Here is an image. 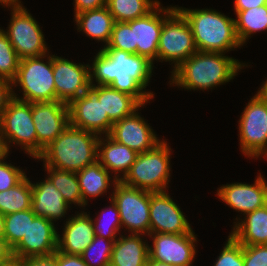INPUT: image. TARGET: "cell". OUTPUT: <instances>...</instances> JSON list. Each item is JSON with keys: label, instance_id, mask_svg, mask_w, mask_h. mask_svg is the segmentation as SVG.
I'll use <instances>...</instances> for the list:
<instances>
[{"label": "cell", "instance_id": "6da1fadb", "mask_svg": "<svg viewBox=\"0 0 267 266\" xmlns=\"http://www.w3.org/2000/svg\"><path fill=\"white\" fill-rule=\"evenodd\" d=\"M153 67V62L144 56L119 49H100L89 67L90 84L95 79L97 85H109L145 105L154 97L143 90L148 86Z\"/></svg>", "mask_w": 267, "mask_h": 266}, {"label": "cell", "instance_id": "7a4b0ae2", "mask_svg": "<svg viewBox=\"0 0 267 266\" xmlns=\"http://www.w3.org/2000/svg\"><path fill=\"white\" fill-rule=\"evenodd\" d=\"M243 63L220 52L197 51L171 75L170 85L187 90H208L234 79Z\"/></svg>", "mask_w": 267, "mask_h": 266}, {"label": "cell", "instance_id": "3957f363", "mask_svg": "<svg viewBox=\"0 0 267 266\" xmlns=\"http://www.w3.org/2000/svg\"><path fill=\"white\" fill-rule=\"evenodd\" d=\"M99 135L69 125L36 158L44 167L78 172L97 161Z\"/></svg>", "mask_w": 267, "mask_h": 266}, {"label": "cell", "instance_id": "277c9868", "mask_svg": "<svg viewBox=\"0 0 267 266\" xmlns=\"http://www.w3.org/2000/svg\"><path fill=\"white\" fill-rule=\"evenodd\" d=\"M176 8L191 26L197 51L225 53L242 46L233 18L212 9Z\"/></svg>", "mask_w": 267, "mask_h": 266}, {"label": "cell", "instance_id": "5b68a950", "mask_svg": "<svg viewBox=\"0 0 267 266\" xmlns=\"http://www.w3.org/2000/svg\"><path fill=\"white\" fill-rule=\"evenodd\" d=\"M170 150L166 141L161 140L152 150L138 153L130 170L120 181L150 192L166 191L171 174Z\"/></svg>", "mask_w": 267, "mask_h": 266}, {"label": "cell", "instance_id": "8992f818", "mask_svg": "<svg viewBox=\"0 0 267 266\" xmlns=\"http://www.w3.org/2000/svg\"><path fill=\"white\" fill-rule=\"evenodd\" d=\"M47 58L44 63L43 58ZM22 87L23 98L13 97L26 102H50L56 100L55 83L53 77V55H41L20 59L18 73L13 86Z\"/></svg>", "mask_w": 267, "mask_h": 266}, {"label": "cell", "instance_id": "52a82bcc", "mask_svg": "<svg viewBox=\"0 0 267 266\" xmlns=\"http://www.w3.org/2000/svg\"><path fill=\"white\" fill-rule=\"evenodd\" d=\"M21 145L29 156L37 158V134L32 118V103L12 98L0 122V145L9 153V143Z\"/></svg>", "mask_w": 267, "mask_h": 266}, {"label": "cell", "instance_id": "ba28073f", "mask_svg": "<svg viewBox=\"0 0 267 266\" xmlns=\"http://www.w3.org/2000/svg\"><path fill=\"white\" fill-rule=\"evenodd\" d=\"M197 52L191 26L176 8L164 21L158 44L157 60L174 63L172 72Z\"/></svg>", "mask_w": 267, "mask_h": 266}, {"label": "cell", "instance_id": "9c48e42d", "mask_svg": "<svg viewBox=\"0 0 267 266\" xmlns=\"http://www.w3.org/2000/svg\"><path fill=\"white\" fill-rule=\"evenodd\" d=\"M110 198L116 203L121 225L134 234H150V191L117 181Z\"/></svg>", "mask_w": 267, "mask_h": 266}, {"label": "cell", "instance_id": "30bf717a", "mask_svg": "<svg viewBox=\"0 0 267 266\" xmlns=\"http://www.w3.org/2000/svg\"><path fill=\"white\" fill-rule=\"evenodd\" d=\"M240 148L248 157L267 158V101L258 94L247 103L239 120Z\"/></svg>", "mask_w": 267, "mask_h": 266}, {"label": "cell", "instance_id": "8fae6325", "mask_svg": "<svg viewBox=\"0 0 267 266\" xmlns=\"http://www.w3.org/2000/svg\"><path fill=\"white\" fill-rule=\"evenodd\" d=\"M68 109L70 125L99 136L110 133L113 122L102 107V85L90 84L84 94L68 104Z\"/></svg>", "mask_w": 267, "mask_h": 266}, {"label": "cell", "instance_id": "7c38bea8", "mask_svg": "<svg viewBox=\"0 0 267 266\" xmlns=\"http://www.w3.org/2000/svg\"><path fill=\"white\" fill-rule=\"evenodd\" d=\"M7 31H4L20 59L47 54L44 34L26 8L12 7Z\"/></svg>", "mask_w": 267, "mask_h": 266}, {"label": "cell", "instance_id": "4fadbf2b", "mask_svg": "<svg viewBox=\"0 0 267 266\" xmlns=\"http://www.w3.org/2000/svg\"><path fill=\"white\" fill-rule=\"evenodd\" d=\"M32 118L37 134V157L69 125L68 104L61 101L32 103Z\"/></svg>", "mask_w": 267, "mask_h": 266}, {"label": "cell", "instance_id": "5bb4252c", "mask_svg": "<svg viewBox=\"0 0 267 266\" xmlns=\"http://www.w3.org/2000/svg\"><path fill=\"white\" fill-rule=\"evenodd\" d=\"M192 231L188 234L150 233L153 247L149 245V259L174 266H193L197 242Z\"/></svg>", "mask_w": 267, "mask_h": 266}, {"label": "cell", "instance_id": "9a60e30c", "mask_svg": "<svg viewBox=\"0 0 267 266\" xmlns=\"http://www.w3.org/2000/svg\"><path fill=\"white\" fill-rule=\"evenodd\" d=\"M58 232L54 222L40 216L29 219L26 235L11 249L15 260L52 255L57 251Z\"/></svg>", "mask_w": 267, "mask_h": 266}, {"label": "cell", "instance_id": "2e32d148", "mask_svg": "<svg viewBox=\"0 0 267 266\" xmlns=\"http://www.w3.org/2000/svg\"><path fill=\"white\" fill-rule=\"evenodd\" d=\"M89 64H77L53 55L56 101L69 104L90 87Z\"/></svg>", "mask_w": 267, "mask_h": 266}, {"label": "cell", "instance_id": "e0dca14e", "mask_svg": "<svg viewBox=\"0 0 267 266\" xmlns=\"http://www.w3.org/2000/svg\"><path fill=\"white\" fill-rule=\"evenodd\" d=\"M160 3L147 15L127 21L133 28V46H137L136 54L157 61L158 44L163 21L176 9L160 7ZM162 13V15H160ZM164 13V15H163Z\"/></svg>", "mask_w": 267, "mask_h": 266}, {"label": "cell", "instance_id": "ac0fdd59", "mask_svg": "<svg viewBox=\"0 0 267 266\" xmlns=\"http://www.w3.org/2000/svg\"><path fill=\"white\" fill-rule=\"evenodd\" d=\"M150 233L188 234L193 230L166 191L150 192Z\"/></svg>", "mask_w": 267, "mask_h": 266}, {"label": "cell", "instance_id": "d6986e66", "mask_svg": "<svg viewBox=\"0 0 267 266\" xmlns=\"http://www.w3.org/2000/svg\"><path fill=\"white\" fill-rule=\"evenodd\" d=\"M138 110L139 108L114 122L108 135L114 141L124 144L137 153H144L152 150L161 141L144 118L136 112Z\"/></svg>", "mask_w": 267, "mask_h": 266}, {"label": "cell", "instance_id": "ffe728a7", "mask_svg": "<svg viewBox=\"0 0 267 266\" xmlns=\"http://www.w3.org/2000/svg\"><path fill=\"white\" fill-rule=\"evenodd\" d=\"M219 199L243 215L267 204V181L260 175L254 184L232 183L217 189Z\"/></svg>", "mask_w": 267, "mask_h": 266}, {"label": "cell", "instance_id": "44dd1931", "mask_svg": "<svg viewBox=\"0 0 267 266\" xmlns=\"http://www.w3.org/2000/svg\"><path fill=\"white\" fill-rule=\"evenodd\" d=\"M57 237V251L69 255H81L95 238L92 218L86 212L69 218ZM61 236V237H60Z\"/></svg>", "mask_w": 267, "mask_h": 266}, {"label": "cell", "instance_id": "7402d4cb", "mask_svg": "<svg viewBox=\"0 0 267 266\" xmlns=\"http://www.w3.org/2000/svg\"><path fill=\"white\" fill-rule=\"evenodd\" d=\"M70 205L64 200L61 192L46 178L43 182L32 183L31 209L36 216L50 221L65 217Z\"/></svg>", "mask_w": 267, "mask_h": 266}, {"label": "cell", "instance_id": "603a6c76", "mask_svg": "<svg viewBox=\"0 0 267 266\" xmlns=\"http://www.w3.org/2000/svg\"><path fill=\"white\" fill-rule=\"evenodd\" d=\"M103 137L100 136L98 140L97 161L108 171L115 172L114 178L120 181L130 170L138 153L124 144L114 141L109 135ZM120 172L123 177L118 174Z\"/></svg>", "mask_w": 267, "mask_h": 266}, {"label": "cell", "instance_id": "cb8c5ba5", "mask_svg": "<svg viewBox=\"0 0 267 266\" xmlns=\"http://www.w3.org/2000/svg\"><path fill=\"white\" fill-rule=\"evenodd\" d=\"M131 233L116 239L112 248L110 266H146L149 245L140 236Z\"/></svg>", "mask_w": 267, "mask_h": 266}, {"label": "cell", "instance_id": "d4e9b609", "mask_svg": "<svg viewBox=\"0 0 267 266\" xmlns=\"http://www.w3.org/2000/svg\"><path fill=\"white\" fill-rule=\"evenodd\" d=\"M235 223L230 234L242 245H267V204Z\"/></svg>", "mask_w": 267, "mask_h": 266}, {"label": "cell", "instance_id": "484cf974", "mask_svg": "<svg viewBox=\"0 0 267 266\" xmlns=\"http://www.w3.org/2000/svg\"><path fill=\"white\" fill-rule=\"evenodd\" d=\"M77 30L83 31L96 41H102L106 46L110 40L115 20L107 6L96 10L75 14Z\"/></svg>", "mask_w": 267, "mask_h": 266}, {"label": "cell", "instance_id": "4316f807", "mask_svg": "<svg viewBox=\"0 0 267 266\" xmlns=\"http://www.w3.org/2000/svg\"><path fill=\"white\" fill-rule=\"evenodd\" d=\"M110 172L104 168L98 161L86 166L84 169L76 172L80 191L82 194V200L85 205H87V197H98L103 193H107V189L110 186V182L115 185L117 180L114 178L110 180Z\"/></svg>", "mask_w": 267, "mask_h": 266}, {"label": "cell", "instance_id": "83f0119b", "mask_svg": "<svg viewBox=\"0 0 267 266\" xmlns=\"http://www.w3.org/2000/svg\"><path fill=\"white\" fill-rule=\"evenodd\" d=\"M135 97L122 93L109 85H102V107L114 123L143 107Z\"/></svg>", "mask_w": 267, "mask_h": 266}, {"label": "cell", "instance_id": "f1b7e54d", "mask_svg": "<svg viewBox=\"0 0 267 266\" xmlns=\"http://www.w3.org/2000/svg\"><path fill=\"white\" fill-rule=\"evenodd\" d=\"M235 12L238 18L234 19L236 35L242 46L251 34L267 30V5Z\"/></svg>", "mask_w": 267, "mask_h": 266}, {"label": "cell", "instance_id": "f546056e", "mask_svg": "<svg viewBox=\"0 0 267 266\" xmlns=\"http://www.w3.org/2000/svg\"><path fill=\"white\" fill-rule=\"evenodd\" d=\"M32 183L27 176L16 186L0 192V213L8 215L31 209Z\"/></svg>", "mask_w": 267, "mask_h": 266}, {"label": "cell", "instance_id": "4dcf8cb0", "mask_svg": "<svg viewBox=\"0 0 267 266\" xmlns=\"http://www.w3.org/2000/svg\"><path fill=\"white\" fill-rule=\"evenodd\" d=\"M49 174L48 179L59 190L64 200L70 204L85 207L80 191L79 180L76 172L60 170L53 167H45Z\"/></svg>", "mask_w": 267, "mask_h": 266}, {"label": "cell", "instance_id": "1f68e13d", "mask_svg": "<svg viewBox=\"0 0 267 266\" xmlns=\"http://www.w3.org/2000/svg\"><path fill=\"white\" fill-rule=\"evenodd\" d=\"M159 3L157 0H107V7L115 22H127L147 15Z\"/></svg>", "mask_w": 267, "mask_h": 266}, {"label": "cell", "instance_id": "d6a6232c", "mask_svg": "<svg viewBox=\"0 0 267 266\" xmlns=\"http://www.w3.org/2000/svg\"><path fill=\"white\" fill-rule=\"evenodd\" d=\"M36 215L32 209L18 211L4 215V237L7 246L12 249L27 233L29 219H34Z\"/></svg>", "mask_w": 267, "mask_h": 266}, {"label": "cell", "instance_id": "836d02e7", "mask_svg": "<svg viewBox=\"0 0 267 266\" xmlns=\"http://www.w3.org/2000/svg\"><path fill=\"white\" fill-rule=\"evenodd\" d=\"M20 58L10 43L7 34L0 29V78L10 81L15 80Z\"/></svg>", "mask_w": 267, "mask_h": 266}, {"label": "cell", "instance_id": "e575fe53", "mask_svg": "<svg viewBox=\"0 0 267 266\" xmlns=\"http://www.w3.org/2000/svg\"><path fill=\"white\" fill-rule=\"evenodd\" d=\"M115 241L95 236L93 242L81 254L82 259L88 266H110Z\"/></svg>", "mask_w": 267, "mask_h": 266}, {"label": "cell", "instance_id": "d590c367", "mask_svg": "<svg viewBox=\"0 0 267 266\" xmlns=\"http://www.w3.org/2000/svg\"><path fill=\"white\" fill-rule=\"evenodd\" d=\"M110 202H111L110 205L111 207L109 206L108 210L106 208L103 209L99 217L96 218L94 221L92 220V222L94 225L95 236H101L105 239L108 238V240H116L117 239L116 234L120 231L121 227L123 226L121 225L119 210L116 203L112 200V198H110ZM105 213L109 216H105L106 215ZM102 216H105L104 217L105 219H107L108 217L109 218L107 220H104L103 218H101Z\"/></svg>", "mask_w": 267, "mask_h": 266}, {"label": "cell", "instance_id": "8d00e7d4", "mask_svg": "<svg viewBox=\"0 0 267 266\" xmlns=\"http://www.w3.org/2000/svg\"><path fill=\"white\" fill-rule=\"evenodd\" d=\"M137 46H133V28L127 22H115L110 40L102 49H119L136 54Z\"/></svg>", "mask_w": 267, "mask_h": 266}, {"label": "cell", "instance_id": "74e56055", "mask_svg": "<svg viewBox=\"0 0 267 266\" xmlns=\"http://www.w3.org/2000/svg\"><path fill=\"white\" fill-rule=\"evenodd\" d=\"M214 266H244L243 245L231 234H229L228 241L219 254Z\"/></svg>", "mask_w": 267, "mask_h": 266}, {"label": "cell", "instance_id": "f35d334b", "mask_svg": "<svg viewBox=\"0 0 267 266\" xmlns=\"http://www.w3.org/2000/svg\"><path fill=\"white\" fill-rule=\"evenodd\" d=\"M7 156V152L0 154V192L16 186L26 177L23 170L4 161Z\"/></svg>", "mask_w": 267, "mask_h": 266}, {"label": "cell", "instance_id": "ab89813d", "mask_svg": "<svg viewBox=\"0 0 267 266\" xmlns=\"http://www.w3.org/2000/svg\"><path fill=\"white\" fill-rule=\"evenodd\" d=\"M244 266H267V245H243Z\"/></svg>", "mask_w": 267, "mask_h": 266}, {"label": "cell", "instance_id": "60d3db41", "mask_svg": "<svg viewBox=\"0 0 267 266\" xmlns=\"http://www.w3.org/2000/svg\"><path fill=\"white\" fill-rule=\"evenodd\" d=\"M17 266H57L56 252L47 256H33L16 260Z\"/></svg>", "mask_w": 267, "mask_h": 266}, {"label": "cell", "instance_id": "b9f144b4", "mask_svg": "<svg viewBox=\"0 0 267 266\" xmlns=\"http://www.w3.org/2000/svg\"><path fill=\"white\" fill-rule=\"evenodd\" d=\"M12 87L13 85L10 81L0 78V122L8 103L13 98Z\"/></svg>", "mask_w": 267, "mask_h": 266}, {"label": "cell", "instance_id": "7bdbcfd3", "mask_svg": "<svg viewBox=\"0 0 267 266\" xmlns=\"http://www.w3.org/2000/svg\"><path fill=\"white\" fill-rule=\"evenodd\" d=\"M57 266H88L81 255H69L63 252L56 251Z\"/></svg>", "mask_w": 267, "mask_h": 266}, {"label": "cell", "instance_id": "ee69618b", "mask_svg": "<svg viewBox=\"0 0 267 266\" xmlns=\"http://www.w3.org/2000/svg\"><path fill=\"white\" fill-rule=\"evenodd\" d=\"M75 14L107 6V0H74Z\"/></svg>", "mask_w": 267, "mask_h": 266}, {"label": "cell", "instance_id": "f6af8a7d", "mask_svg": "<svg viewBox=\"0 0 267 266\" xmlns=\"http://www.w3.org/2000/svg\"><path fill=\"white\" fill-rule=\"evenodd\" d=\"M235 10H248L250 8L267 5V0H235Z\"/></svg>", "mask_w": 267, "mask_h": 266}, {"label": "cell", "instance_id": "bcb514c9", "mask_svg": "<svg viewBox=\"0 0 267 266\" xmlns=\"http://www.w3.org/2000/svg\"><path fill=\"white\" fill-rule=\"evenodd\" d=\"M0 261H16L11 255V249L7 246L5 240L0 237Z\"/></svg>", "mask_w": 267, "mask_h": 266}, {"label": "cell", "instance_id": "7dc6e473", "mask_svg": "<svg viewBox=\"0 0 267 266\" xmlns=\"http://www.w3.org/2000/svg\"><path fill=\"white\" fill-rule=\"evenodd\" d=\"M1 5L12 7H22L20 0H0Z\"/></svg>", "mask_w": 267, "mask_h": 266}, {"label": "cell", "instance_id": "c3c4849f", "mask_svg": "<svg viewBox=\"0 0 267 266\" xmlns=\"http://www.w3.org/2000/svg\"><path fill=\"white\" fill-rule=\"evenodd\" d=\"M257 94L264 100L267 101V79L266 81L262 84V87H260L259 91Z\"/></svg>", "mask_w": 267, "mask_h": 266}, {"label": "cell", "instance_id": "681fc988", "mask_svg": "<svg viewBox=\"0 0 267 266\" xmlns=\"http://www.w3.org/2000/svg\"><path fill=\"white\" fill-rule=\"evenodd\" d=\"M146 266H174V265L163 263V262H158V261L151 260L148 258Z\"/></svg>", "mask_w": 267, "mask_h": 266}, {"label": "cell", "instance_id": "f907efd6", "mask_svg": "<svg viewBox=\"0 0 267 266\" xmlns=\"http://www.w3.org/2000/svg\"><path fill=\"white\" fill-rule=\"evenodd\" d=\"M0 237H4V215L0 213Z\"/></svg>", "mask_w": 267, "mask_h": 266}, {"label": "cell", "instance_id": "816d5d0a", "mask_svg": "<svg viewBox=\"0 0 267 266\" xmlns=\"http://www.w3.org/2000/svg\"><path fill=\"white\" fill-rule=\"evenodd\" d=\"M0 266H17L16 261H0Z\"/></svg>", "mask_w": 267, "mask_h": 266}, {"label": "cell", "instance_id": "f5cc1de1", "mask_svg": "<svg viewBox=\"0 0 267 266\" xmlns=\"http://www.w3.org/2000/svg\"><path fill=\"white\" fill-rule=\"evenodd\" d=\"M3 151H2V147H1V145H0V154L2 153Z\"/></svg>", "mask_w": 267, "mask_h": 266}]
</instances>
